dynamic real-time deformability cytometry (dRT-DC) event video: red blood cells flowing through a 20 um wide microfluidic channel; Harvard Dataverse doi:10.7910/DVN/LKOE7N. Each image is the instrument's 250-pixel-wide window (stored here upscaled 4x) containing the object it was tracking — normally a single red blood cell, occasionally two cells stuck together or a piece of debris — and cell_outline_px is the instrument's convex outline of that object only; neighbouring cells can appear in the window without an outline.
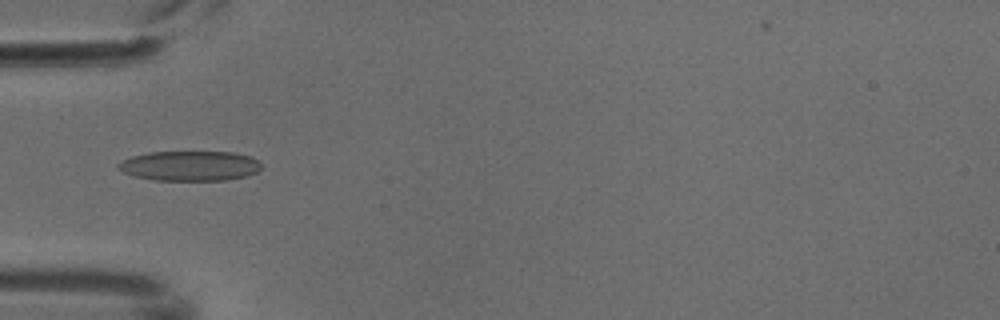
{"species": "common noctule bat (a hibernating species)", "species_latin": "Nyctalus noctula", "temperature_condition": "cold", "stored_images_in_passage": 5, "camera_frame_rate_fps": 3000, "um_per_image_px": 0.085, "animal": {"sex": "male", "body_mass_g": 18.8}, "frame": {"image": 1, "passage_image": 5, "time_ms": 1.333, "image_size_px": [1000, 320], "cell_outline_px": [[260, 168], [256, 172], [248, 176], [228, 180], [156, 180], [132, 176], [116, 168], [116, 164], [120, 160], [132, 156], [148, 152], [232, 152], [248, 156], [256, 160], [260, 164]], "centroid_in_image_um": [16.08, 14.1], "position_along_channel_um": 68.9, "area_um2": 25.03}}